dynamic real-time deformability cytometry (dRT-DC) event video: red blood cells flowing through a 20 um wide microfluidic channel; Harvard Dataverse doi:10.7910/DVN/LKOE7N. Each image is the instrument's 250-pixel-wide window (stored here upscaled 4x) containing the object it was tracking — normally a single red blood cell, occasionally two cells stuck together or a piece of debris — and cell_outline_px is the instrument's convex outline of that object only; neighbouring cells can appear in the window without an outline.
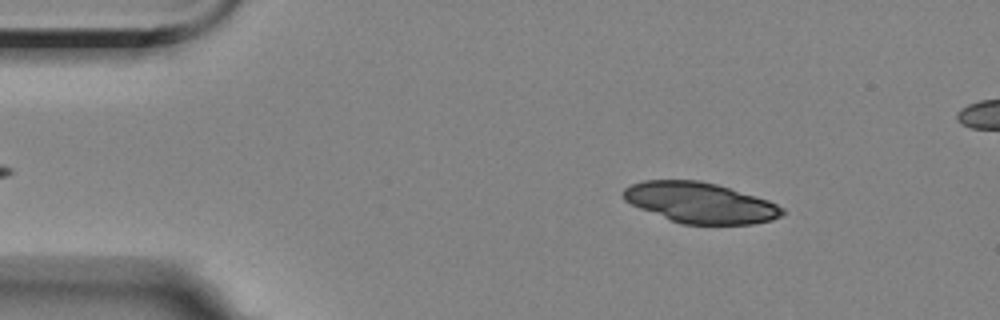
{"species": "Egyptian fruit bat (a non-hibernating species)", "species_latin": "Rousettus aegyptiacus", "temperature_condition": "room temperature", "stored_images_in_passage": 4, "camera_frame_rate_fps": 3000, "um_per_image_px": 0.085, "animal": {"sex": "female"}, "frame": {"image": 1, "passage_image": 1, "time_ms": 0.0, "image_size_px": [1000, 320], "cell_outline_px": [[784, 212], [780, 216], [772, 220], [752, 224], [680, 224], [640, 208], [624, 200], [624, 188], [632, 184], [644, 180], [700, 180], [716, 184], [768, 200], [784, 208]], "centroid_in_image_um": [59.52, 17.23], "position_along_channel_um": 25.5, "area_um2": 37.28}}